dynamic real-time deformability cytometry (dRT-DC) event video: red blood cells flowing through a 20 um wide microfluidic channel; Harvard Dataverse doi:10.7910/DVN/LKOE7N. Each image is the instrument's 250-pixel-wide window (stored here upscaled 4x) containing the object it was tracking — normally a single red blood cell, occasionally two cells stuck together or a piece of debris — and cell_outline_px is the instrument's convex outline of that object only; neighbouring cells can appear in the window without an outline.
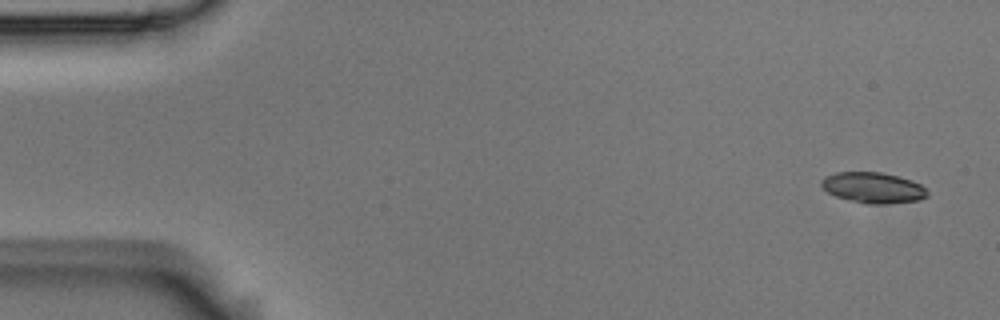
{"species": "Egyptian fruit bat (a non-hibernating species)", "species_latin": "Rousettus aegyptiacus", "temperature_condition": "room temperature", "stored_images_in_passage": 9, "camera_frame_rate_fps": 3000, "um_per_image_px": 0.085, "animal": {"sex": "male"}, "frame": {"image": 1, "passage_image": 1, "time_ms": 0.0, "image_size_px": [1000, 320], "cell_outline_px": [[928, 196], [920, 200], [884, 204], [868, 204], [836, 196], [828, 192], [820, 184], [820, 180], [824, 176], [836, 172], [880, 172], [912, 180], [920, 184], [928, 192]], "centroid_in_image_um": [74.21, 15.95], "position_along_channel_um": 10.8, "area_um2": 18.9}}
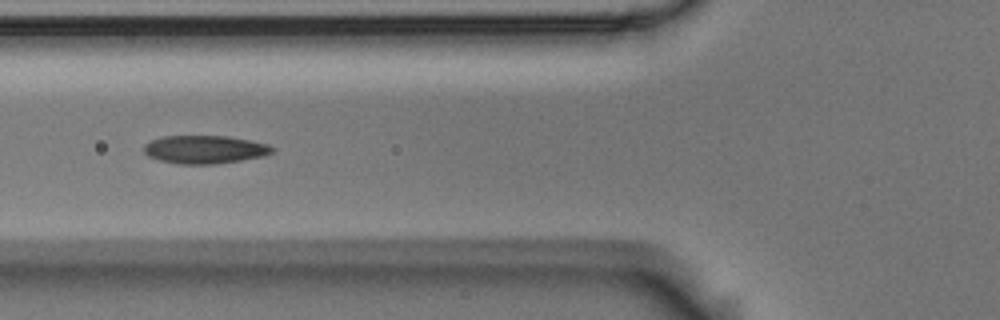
{"frame": {"image": 2, "passage_image": 6, "time_ms": 1.667, "image_size_px": [1000, 320], "cell_outline_px": [[276, 148], [272, 152], [264, 156], [216, 164], [180, 164], [160, 160], [148, 156], [144, 152], [144, 144], [152, 140], [164, 136], [228, 136], [252, 140], [268, 144]], "centroid_in_image_um": [17.43, 12.7], "position_along_channel_um": 108.4, "area_um2": 21.1}}
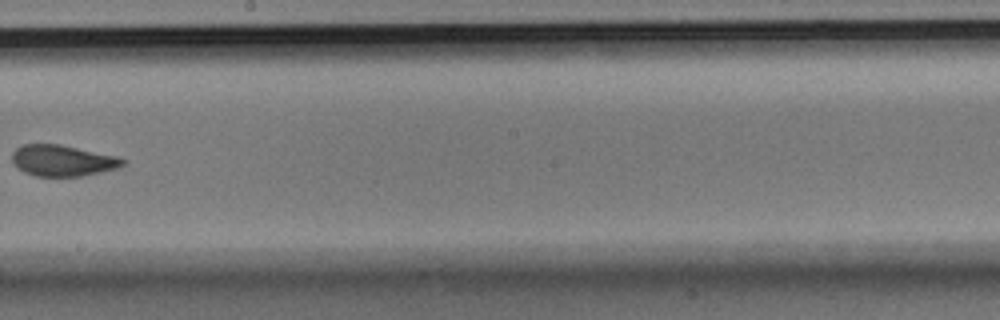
{"frame": {"image": 3, "passage_image": 9, "time_ms": 2.667, "image_size_px": [1000, 320], "cell_outline_px": [[128, 164], [120, 168], [80, 176], [36, 176], [24, 172], [16, 168], [12, 164], [12, 152], [16, 148], [24, 144], [60, 144], [116, 156], [128, 160]], "centroid_in_image_um": [5.34, 13.65], "position_along_channel_um": 242.9, "area_um2": 20.35}}